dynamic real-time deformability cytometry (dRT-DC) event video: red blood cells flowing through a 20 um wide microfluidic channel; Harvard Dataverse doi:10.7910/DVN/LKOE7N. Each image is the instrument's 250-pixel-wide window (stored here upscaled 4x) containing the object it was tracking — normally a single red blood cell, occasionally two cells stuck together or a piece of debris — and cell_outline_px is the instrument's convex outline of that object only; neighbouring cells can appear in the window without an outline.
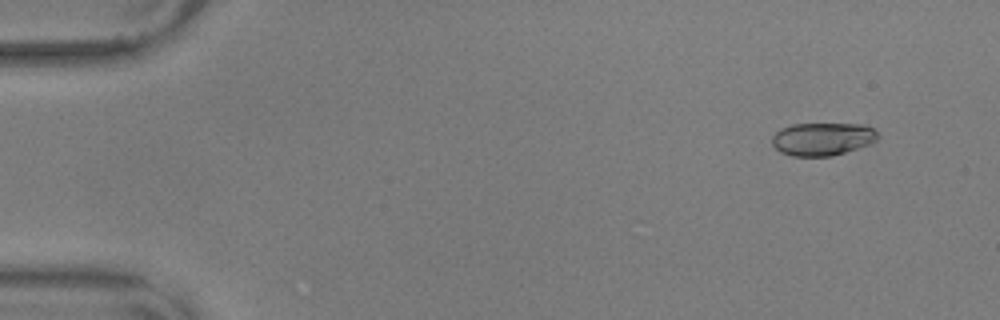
{"species": "common noctule bat (a hibernating species)", "species_latin": "Nyctalus noctula", "temperature_condition": "warm", "stored_images_in_passage": 56, "camera_frame_rate_fps": 3000, "um_per_image_px": 0.085, "animal": {"sex": "male", "body_mass_g": 17.9, "forearm_length_mm": 54.2}, "frame": {"image": 1, "passage_image": 5, "time_ms": 1.333, "image_size_px": [1000, 320], "cell_outline_px": [[880, 136], [876, 140], [868, 144], [832, 156], [792, 156], [780, 152], [772, 144], [772, 136], [780, 128], [792, 124], [864, 124], [872, 128]], "centroid_in_image_um": [69.88, 11.81], "position_along_channel_um": 15.1, "area_um2": 20.23}}
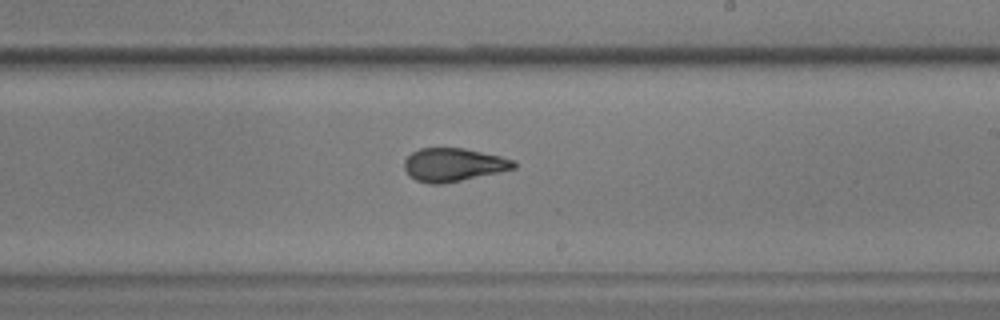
{"frame": {"image": 2, "passage_image": 34, "time_ms": 11.0, "image_size_px": [1000, 320], "cell_outline_px": [[516, 168], [500, 172], [444, 184], [428, 184], [416, 180], [408, 176], [404, 168], [404, 160], [412, 152], [420, 148], [464, 148], [500, 156], [516, 160]], "centroid_in_image_um": [38.53, 14.01], "position_along_channel_um": 250.5, "area_um2": 21.44}}
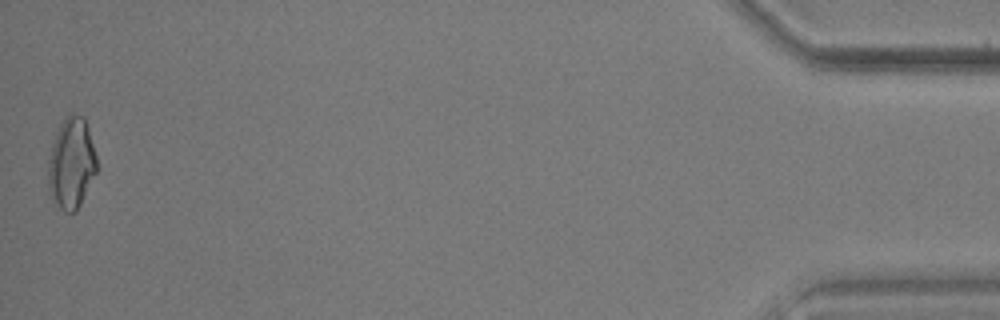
{"frame": {"image": 3, "passage_image": 56, "time_ms": 18.333, "image_size_px": [1000, 320], "cell_outline_px": [[96, 172], [76, 212], [64, 212], [52, 200], [48, 188], [48, 160], [52, 144], [56, 132], [60, 124], [68, 112], [72, 112], [84, 116], [88, 128], [96, 156]], "centroid_in_image_um": [6.05, 13.86], "position_along_channel_um": 429.2, "area_um2": 25.84}, "authors_computed_cell_mechanics": {"area_um2": 21.1548, "velocity_mm_per_s": 3.6261, "shape_relaxation_time_tau1_ms": 10.9029, "shape_relaxation_time_tau2_ms": 1.5582, "deformation_change_tau1": 0.291, "deformation_change_tau2": 0.0616}}